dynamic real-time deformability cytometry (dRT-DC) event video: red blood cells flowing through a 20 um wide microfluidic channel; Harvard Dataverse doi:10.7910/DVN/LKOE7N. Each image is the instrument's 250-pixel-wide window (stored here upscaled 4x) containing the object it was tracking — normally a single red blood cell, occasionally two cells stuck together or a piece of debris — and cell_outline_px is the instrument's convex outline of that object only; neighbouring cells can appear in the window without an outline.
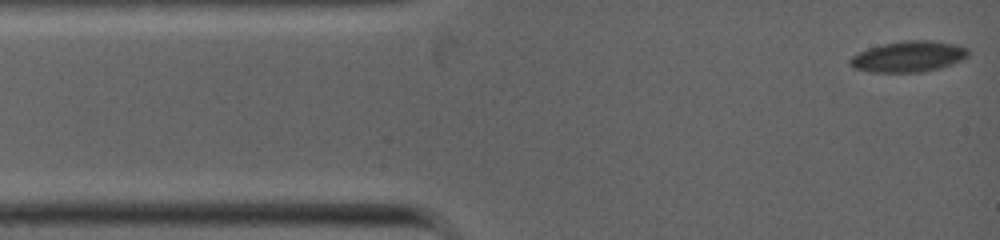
{"species": "common noctule bat (a hibernating species)", "species_latin": "Nyctalus noctula", "temperature_condition": "warm", "stored_images_in_passage": 8, "camera_frame_rate_fps": 5000, "um_per_image_px": 0.085, "animal": {"sex": "female", "body_mass_g": 19.0, "forearm_length_mm": 53.3}, "frame": {"image": 1, "passage_image": 1, "time_ms": 0.0, "image_size_px": [1000, 240], "cell_outline_px": [[968, 56], [952, 64], [940, 68], [920, 72], [868, 72], [852, 68], [848, 64], [848, 60], [852, 56], [868, 48], [884, 44], [904, 40], [932, 40], [956, 44], [968, 48]], "centroid_in_image_um": [77.2, 4.81], "position_along_channel_um": 7.8, "area_um2": 21.39}}
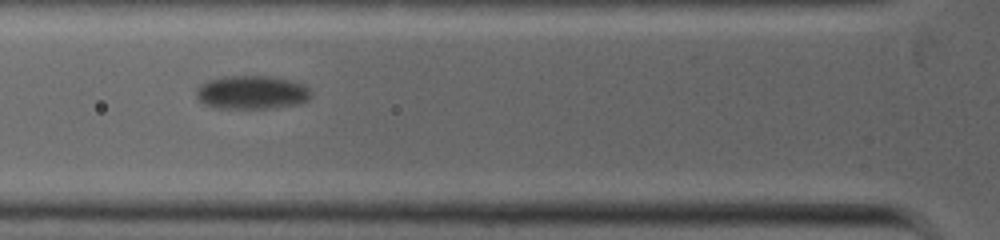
{"frame": {"image": 2, "passage_image": 7, "time_ms": 3.6, "image_size_px": [1000, 240], "cell_outline_px": [[312, 92], [308, 100], [300, 104], [268, 108], [220, 108], [204, 104], [196, 96], [196, 88], [200, 84], [208, 80], [220, 76], [268, 76], [288, 80], [304, 84]], "centroid_in_image_um": [21.39, 7.85], "position_along_channel_um": 104.4, "area_um2": 22.48}}
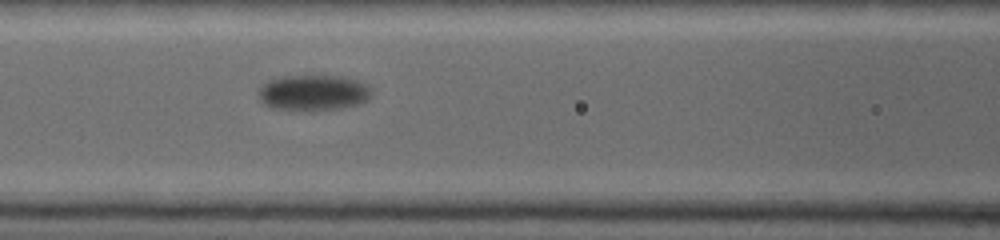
{"frame": {"image": 3, "passage_image": 8, "time_ms": 4.4, "image_size_px": [1000, 240], "cell_outline_px": [[372, 92], [368, 100], [356, 104], [340, 108], [308, 112], [272, 108], [264, 104], [260, 100], [260, 88], [268, 80], [280, 76], [340, 76], [356, 80], [364, 84]], "centroid_in_image_um": [26.6, 7.9], "position_along_channel_um": 140.0, "area_um2": 23.58}}